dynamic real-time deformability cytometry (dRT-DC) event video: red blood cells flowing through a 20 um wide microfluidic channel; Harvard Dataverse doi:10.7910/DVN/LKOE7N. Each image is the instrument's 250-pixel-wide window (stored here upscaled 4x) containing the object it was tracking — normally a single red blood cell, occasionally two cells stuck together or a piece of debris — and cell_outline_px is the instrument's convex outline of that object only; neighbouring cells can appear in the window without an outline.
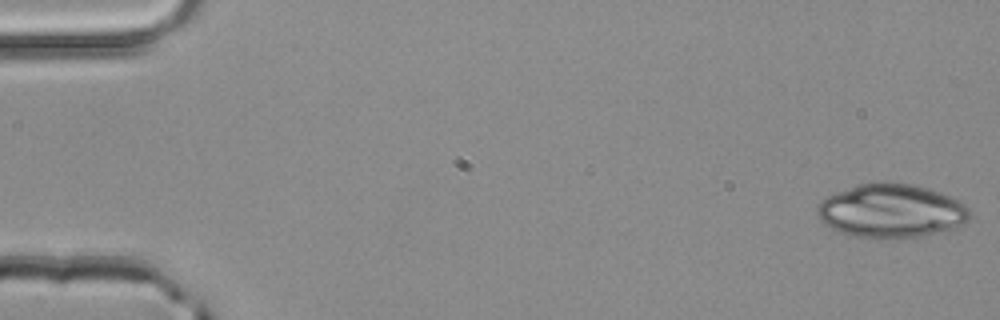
{"species": "common noctule bat (a hibernating species)", "species_latin": "Nyctalus noctula", "temperature_condition": "room temperature", "stored_images_in_passage": 4, "segment_of_instrument_passage": [1, 2], "camera_frame_rate_fps": 3000, "um_per_image_px": 0.085, "animal": {"sex": "male", "body_mass_g": 20.4}, "frame": {"image": 1, "passage_image": 1, "time_ms": 0.0, "image_size_px": [1000, 320], "cell_outline_px": [[972, 212], [968, 220], [952, 228], [924, 236], [856, 236], [832, 228], [824, 224], [816, 216], [816, 208], [828, 196], [836, 192], [860, 184], [912, 184], [928, 188], [940, 192], [964, 204]], "centroid_in_image_um": [75.76, 17.92], "position_along_channel_um": 9.2, "area_um2": 46.24}}